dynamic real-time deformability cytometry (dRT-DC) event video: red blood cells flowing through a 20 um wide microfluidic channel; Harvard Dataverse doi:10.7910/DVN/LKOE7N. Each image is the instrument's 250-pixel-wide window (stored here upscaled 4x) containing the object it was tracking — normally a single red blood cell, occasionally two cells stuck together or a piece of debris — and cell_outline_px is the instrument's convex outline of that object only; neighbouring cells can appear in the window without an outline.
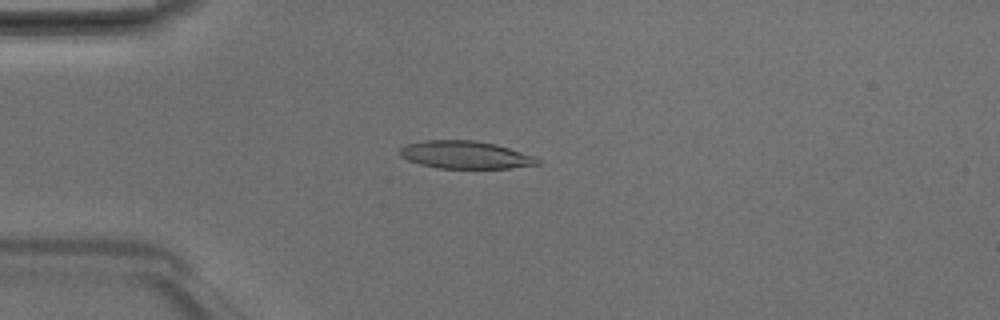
{"species": "Egyptian fruit bat (a non-hibernating species)", "species_latin": "Rousettus aegyptiacus", "temperature_condition": "room temperature", "stored_images_in_passage": 4, "camera_frame_rate_fps": 3000, "um_per_image_px": 0.085, "animal": {"sex": "male"}, "frame": {"image": 1, "passage_image": 3, "time_ms": 0.667, "image_size_px": [1000, 320], "cell_outline_px": [[540, 164], [512, 168], [436, 168], [420, 164], [408, 160], [400, 156], [400, 148], [408, 144], [424, 140], [472, 140], [496, 144], [536, 156], [540, 160]], "centroid_in_image_um": [39.58, 13.16], "position_along_channel_um": 45.4, "area_um2": 22.25}}